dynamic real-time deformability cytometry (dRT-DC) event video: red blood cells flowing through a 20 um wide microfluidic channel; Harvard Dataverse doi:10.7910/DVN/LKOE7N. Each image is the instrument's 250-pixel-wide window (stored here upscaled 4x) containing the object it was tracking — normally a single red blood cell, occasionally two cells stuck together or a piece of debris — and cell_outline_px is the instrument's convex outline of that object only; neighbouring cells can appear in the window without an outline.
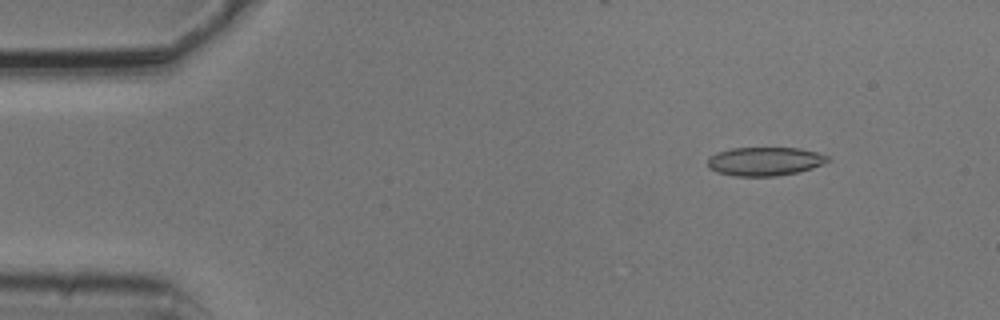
{"species": "common noctule bat (a hibernating species)", "species_latin": "Nyctalus noctula", "temperature_condition": "cold", "stored_images_in_passage": 4, "camera_frame_rate_fps": 3000, "um_per_image_px": 0.085, "animal": {"sex": "male", "body_mass_g": 20.5, "forearm_length_mm": 52.5}, "frame": {"image": 1, "passage_image": 1, "time_ms": 0.0, "image_size_px": [1000, 320], "cell_outline_px": [[832, 160], [824, 164], [812, 168], [796, 172], [776, 176], [732, 176], [716, 172], [708, 168], [708, 160], [716, 152], [732, 148], [800, 148], [816, 152], [828, 156]], "centroid_in_image_um": [65.01, 13.72], "position_along_channel_um": 20.0, "area_um2": 20.11}}
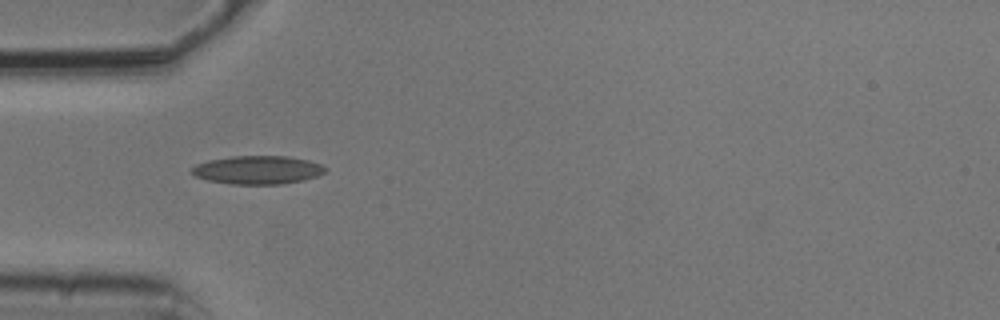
{"frame": {"image": 2, "passage_image": 3, "time_ms": 0.667, "image_size_px": [1000, 320], "cell_outline_px": [[328, 168], [324, 172], [316, 176], [304, 180], [280, 184], [232, 184], [208, 180], [196, 176], [192, 172], [192, 168], [196, 164], [208, 160], [232, 156], [288, 156], [308, 160], [320, 164]], "centroid_in_image_um": [21.91, 14.44], "position_along_channel_um": 63.1, "area_um2": 21.96}}
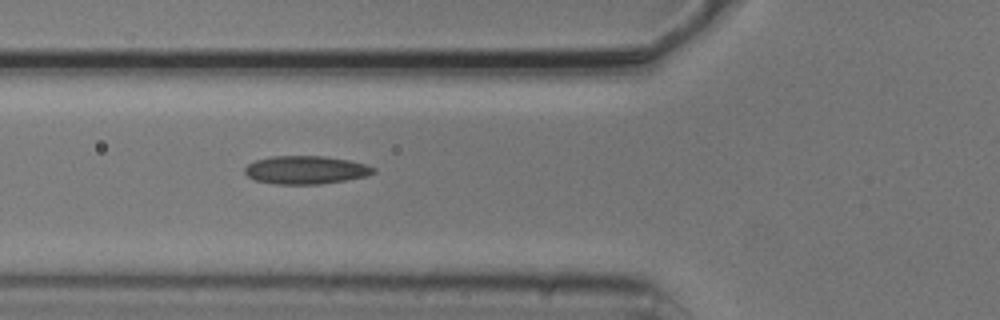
{"frame": {"image": 3, "passage_image": 4, "time_ms": 1.0, "image_size_px": [1000, 320], "cell_outline_px": [[376, 172], [368, 176], [320, 184], [276, 184], [256, 180], [248, 176], [244, 172], [244, 168], [248, 164], [256, 160], [272, 156], [324, 156], [348, 160], [364, 164], [376, 168]], "centroid_in_image_um": [26.0, 14.44], "position_along_channel_um": 99.8, "area_um2": 21.04}}